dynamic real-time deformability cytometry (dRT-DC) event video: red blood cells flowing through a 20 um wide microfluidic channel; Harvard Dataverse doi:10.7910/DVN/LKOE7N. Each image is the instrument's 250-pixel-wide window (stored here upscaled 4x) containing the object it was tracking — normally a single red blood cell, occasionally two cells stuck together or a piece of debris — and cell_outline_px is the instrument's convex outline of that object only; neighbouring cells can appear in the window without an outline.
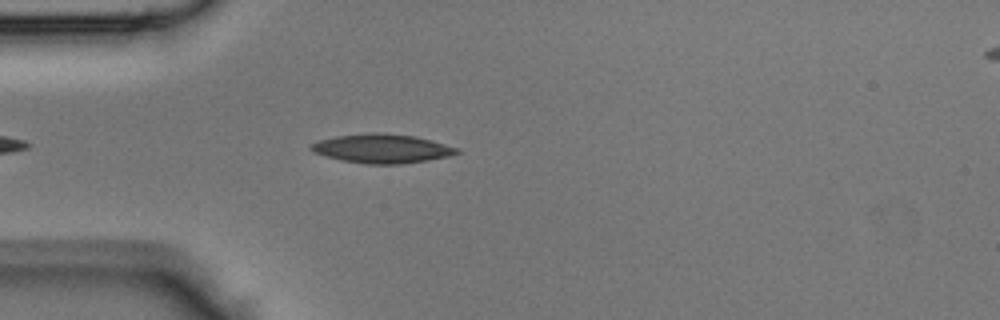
{"species": "Egyptian fruit bat (a non-hibernating species)", "species_latin": "Rousettus aegyptiacus", "temperature_condition": "room temperature", "stored_images_in_passage": 34, "camera_frame_rate_fps": 3000, "um_per_image_px": 0.085, "animal": {"sex": "male"}, "frame": {"image": 1, "passage_image": 4, "time_ms": 1.0, "image_size_px": [1000, 320], "cell_outline_px": [[460, 152], [448, 156], [428, 160], [400, 164], [368, 164], [344, 160], [312, 152], [308, 148], [316, 140], [336, 136], [372, 132], [384, 132], [416, 136], [432, 140], [460, 148]], "centroid_in_image_um": [32.48, 12.61], "position_along_channel_um": 52.5, "area_um2": 24.74}}
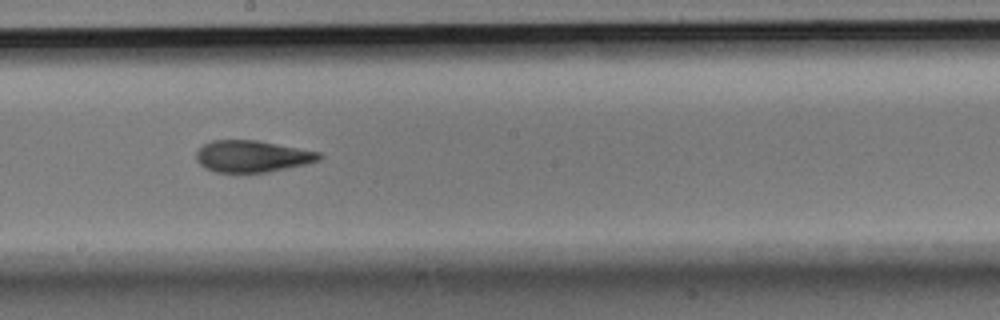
{"frame": {"image": 2, "passage_image": 16, "time_ms": 5.0, "image_size_px": [1000, 320], "cell_outline_px": [[324, 156], [320, 160], [304, 164], [264, 172], [216, 172], [204, 168], [196, 160], [196, 152], [204, 144], [212, 140], [256, 140], [320, 152]], "centroid_in_image_um": [21.41, 13.28], "position_along_channel_um": 226.8, "area_um2": 22.48}}
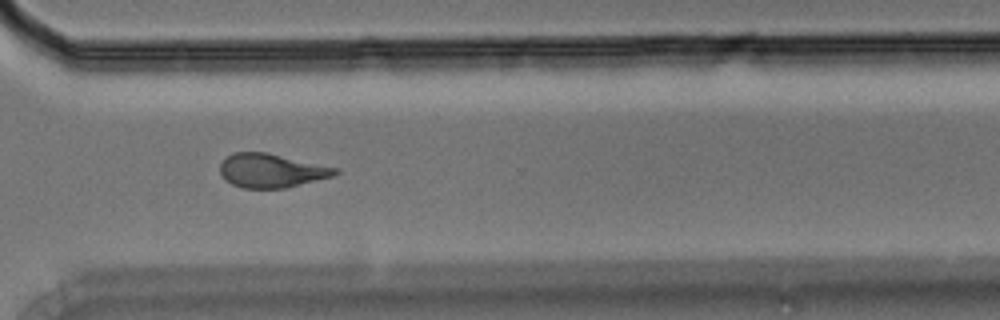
{"frame": {"image": 3, "passage_image": 24, "time_ms": 7.667, "image_size_px": [1000, 320], "cell_outline_px": [[340, 172], [332, 176], [284, 188], [244, 188], [232, 184], [224, 180], [220, 172], [220, 164], [228, 156], [236, 152], [268, 152], [340, 168]], "centroid_in_image_um": [23.08, 14.49], "position_along_channel_um": 347.5, "area_um2": 22.72}}